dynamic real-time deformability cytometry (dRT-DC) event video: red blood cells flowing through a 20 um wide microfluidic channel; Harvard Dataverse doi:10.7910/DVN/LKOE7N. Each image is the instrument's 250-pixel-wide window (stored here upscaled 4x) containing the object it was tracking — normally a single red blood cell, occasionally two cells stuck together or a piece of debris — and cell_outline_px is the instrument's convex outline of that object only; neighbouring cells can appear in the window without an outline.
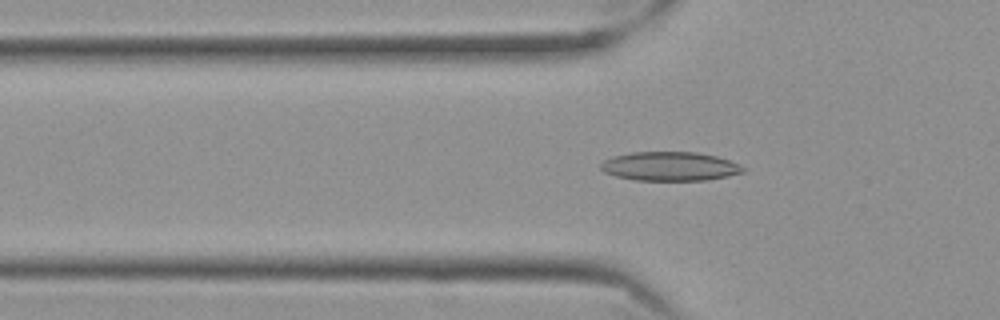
{"species": "Egyptian fruit bat (a non-hibernating species)", "species_latin": "Rousettus aegyptiacus", "temperature_condition": "cold", "stored_images_in_passage": 38, "camera_frame_rate_fps": 3000, "um_per_image_px": 0.085, "frame": {"image": 1, "passage_image": 5, "time_ms": 1.333, "image_size_px": [1000, 320], "cell_outline_px": [[744, 172], [728, 176], [704, 180], [636, 180], [616, 176], [604, 172], [600, 168], [600, 164], [604, 160], [612, 156], [632, 152], [696, 152], [716, 156], [728, 160], [744, 168]], "centroid_in_image_um": [56.89, 14.13], "position_along_channel_um": 68.9, "area_um2": 23.87}}
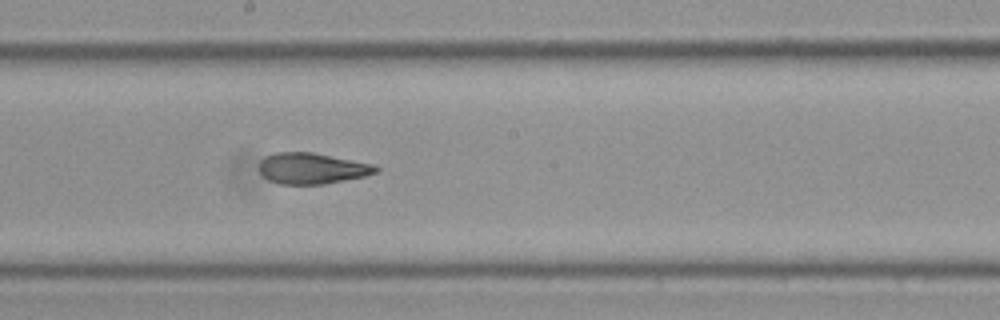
{"frame": {"image": 2, "passage_image": 18, "time_ms": 5.667, "image_size_px": [1000, 320], "cell_outline_px": [[380, 168], [376, 172], [364, 176], [324, 184], [280, 184], [268, 180], [260, 172], [260, 160], [264, 156], [276, 152], [312, 152], [372, 164]], "centroid_in_image_um": [26.48, 14.31], "position_along_channel_um": 221.7, "area_um2": 20.92}}
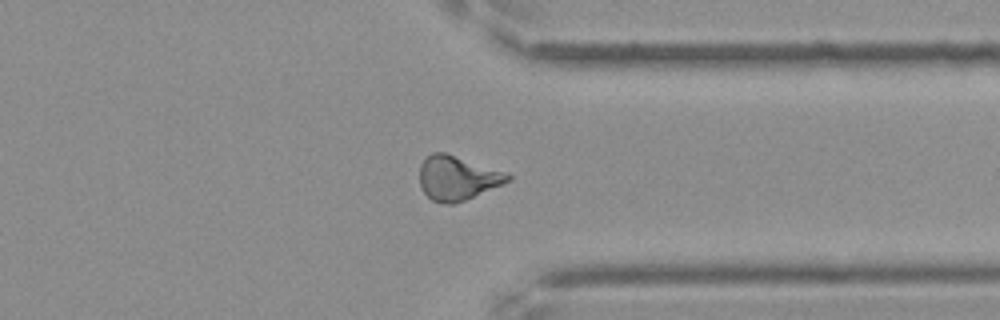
{"frame": {"image": 3, "passage_image": 31, "time_ms": 10.0, "image_size_px": [1000, 320], "cell_outline_px": [[512, 176], [504, 184], [464, 200], [452, 204], [444, 204], [432, 200], [420, 188], [420, 164], [432, 152], [444, 152], [508, 172]], "centroid_in_image_um": [38.88, 15.12], "position_along_channel_um": 372.5, "area_um2": 22.72}}